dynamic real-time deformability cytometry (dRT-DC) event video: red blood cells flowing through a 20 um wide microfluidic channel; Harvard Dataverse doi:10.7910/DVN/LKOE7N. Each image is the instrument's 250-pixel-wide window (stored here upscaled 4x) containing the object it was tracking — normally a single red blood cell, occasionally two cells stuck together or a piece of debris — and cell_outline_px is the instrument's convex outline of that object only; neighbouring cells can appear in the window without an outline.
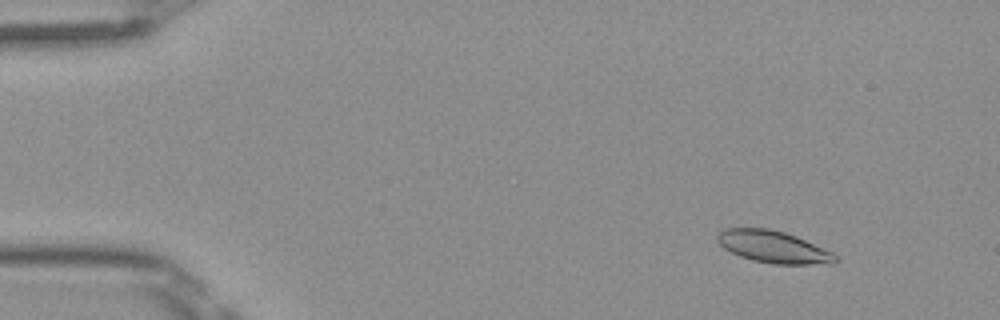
{"species": "Egyptian fruit bat (a non-hibernating species)", "species_latin": "Rousettus aegyptiacus", "temperature_condition": "room temperature", "stored_images_in_passage": 5, "camera_frame_rate_fps": 3000, "um_per_image_px": 0.085, "frame": {"image": 1, "passage_image": 1, "time_ms": 0.0, "image_size_px": [1000, 320], "cell_outline_px": [[840, 260], [832, 264], [772, 264], [752, 260], [740, 256], [724, 248], [716, 240], [716, 236], [720, 228], [768, 228], [784, 232], [796, 236], [832, 252]], "centroid_in_image_um": [65.71, 20.98], "position_along_channel_um": 19.3, "area_um2": 22.14}}
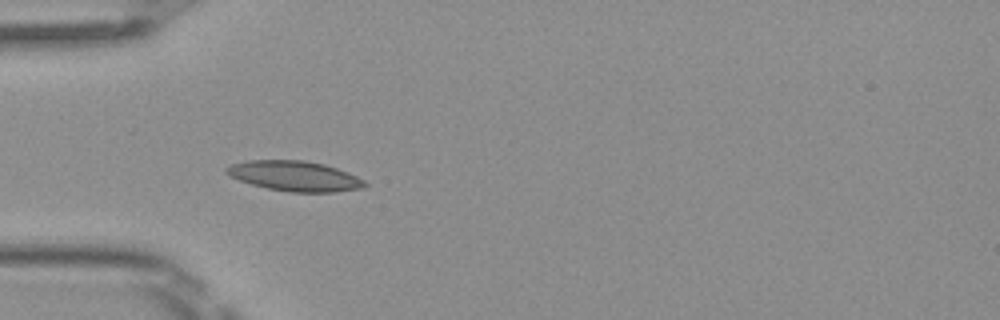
{"frame": {"image": 2, "passage_image": 4, "time_ms": 1.0, "image_size_px": [1000, 320], "cell_outline_px": [[368, 184], [364, 188], [332, 192], [292, 192], [268, 188], [252, 184], [240, 180], [224, 172], [224, 168], [232, 164], [248, 160], [304, 160], [324, 164], [348, 172], [364, 180]], "centroid_in_image_um": [25.07, 14.96], "position_along_channel_um": 59.9, "area_um2": 24.16}}
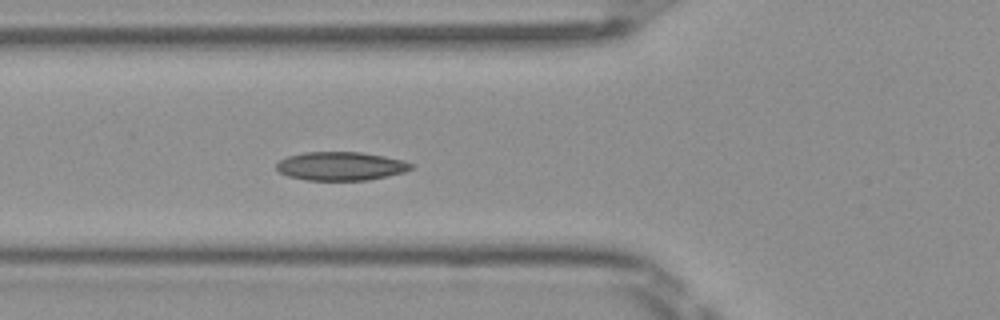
{"frame": {"image": 3, "passage_image": 5, "time_ms": 1.333, "image_size_px": [1000, 320], "cell_outline_px": [[416, 164], [412, 168], [404, 172], [368, 180], [304, 180], [288, 176], [280, 172], [276, 168], [276, 164], [280, 160], [288, 156], [304, 152], [360, 152], [384, 156], [404, 160]], "centroid_in_image_um": [28.98, 14.12], "position_along_channel_um": 96.8, "area_um2": 22.48}}